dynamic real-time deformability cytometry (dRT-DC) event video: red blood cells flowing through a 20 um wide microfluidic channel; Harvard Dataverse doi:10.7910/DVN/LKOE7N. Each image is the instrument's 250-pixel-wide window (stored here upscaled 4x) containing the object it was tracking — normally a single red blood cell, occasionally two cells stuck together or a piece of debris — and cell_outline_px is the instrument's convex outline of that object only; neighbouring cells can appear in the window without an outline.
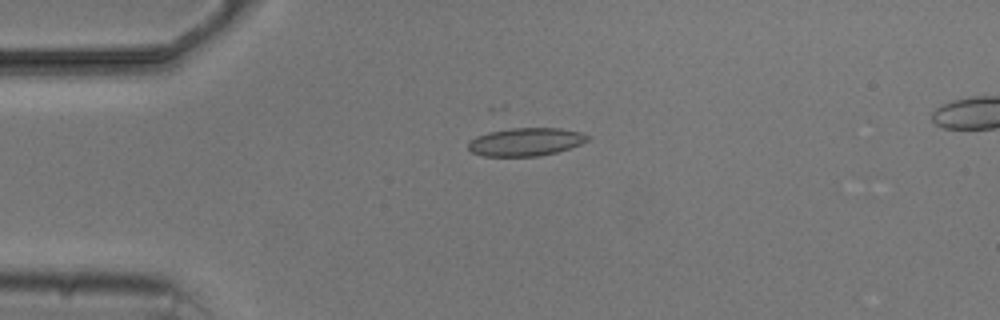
{"species": "common noctule bat (a hibernating species)", "species_latin": "Nyctalus noctula", "temperature_condition": "cold", "stored_images_in_passage": 4, "camera_frame_rate_fps": 3000, "um_per_image_px": 0.085, "animal": {"sex": "male", "body_mass_g": 20.5, "forearm_length_mm": 52.5}, "frame": {"image": 1, "passage_image": 4, "time_ms": 3.333, "image_size_px": [1000, 320], "cell_outline_px": [[592, 136], [588, 140], [580, 144], [556, 152], [536, 156], [484, 156], [472, 152], [468, 148], [468, 140], [476, 136], [488, 132], [512, 128], [560, 128], [580, 132]], "centroid_in_image_um": [44.67, 12.05], "position_along_channel_um": 40.3, "area_um2": 19.48}}